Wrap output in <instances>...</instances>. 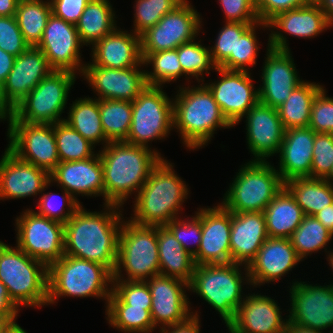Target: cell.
<instances>
[{"instance_id":"1","label":"cell","mask_w":333,"mask_h":333,"mask_svg":"<svg viewBox=\"0 0 333 333\" xmlns=\"http://www.w3.org/2000/svg\"><path fill=\"white\" fill-rule=\"evenodd\" d=\"M102 211H90L83 204L64 224V255L105 266L112 274L118 257L123 207L104 204Z\"/></svg>"},{"instance_id":"2","label":"cell","mask_w":333,"mask_h":333,"mask_svg":"<svg viewBox=\"0 0 333 333\" xmlns=\"http://www.w3.org/2000/svg\"><path fill=\"white\" fill-rule=\"evenodd\" d=\"M98 153L104 177L102 203L121 207L133 194L136 197L153 168L165 159L156 148L149 149L125 141L109 142Z\"/></svg>"},{"instance_id":"3","label":"cell","mask_w":333,"mask_h":333,"mask_svg":"<svg viewBox=\"0 0 333 333\" xmlns=\"http://www.w3.org/2000/svg\"><path fill=\"white\" fill-rule=\"evenodd\" d=\"M198 84L178 85L173 96V129L189 151L207 146L217 130L234 127L223 115L209 88L203 82Z\"/></svg>"},{"instance_id":"4","label":"cell","mask_w":333,"mask_h":333,"mask_svg":"<svg viewBox=\"0 0 333 333\" xmlns=\"http://www.w3.org/2000/svg\"><path fill=\"white\" fill-rule=\"evenodd\" d=\"M173 164L166 158L162 159L150 172L145 184L133 198V213L128 217L132 222L165 226L183 216V203L191 192L186 181L174 170Z\"/></svg>"},{"instance_id":"5","label":"cell","mask_w":333,"mask_h":333,"mask_svg":"<svg viewBox=\"0 0 333 333\" xmlns=\"http://www.w3.org/2000/svg\"><path fill=\"white\" fill-rule=\"evenodd\" d=\"M244 285L252 288L246 265L234 262L204 264L196 265L188 291L196 293L215 309L227 326L247 295L243 292Z\"/></svg>"},{"instance_id":"6","label":"cell","mask_w":333,"mask_h":333,"mask_svg":"<svg viewBox=\"0 0 333 333\" xmlns=\"http://www.w3.org/2000/svg\"><path fill=\"white\" fill-rule=\"evenodd\" d=\"M113 274L103 265L64 255L48 267V306L59 298H97L105 300L112 292Z\"/></svg>"},{"instance_id":"7","label":"cell","mask_w":333,"mask_h":333,"mask_svg":"<svg viewBox=\"0 0 333 333\" xmlns=\"http://www.w3.org/2000/svg\"><path fill=\"white\" fill-rule=\"evenodd\" d=\"M0 281L21 309L48 306V267L0 240Z\"/></svg>"},{"instance_id":"8","label":"cell","mask_w":333,"mask_h":333,"mask_svg":"<svg viewBox=\"0 0 333 333\" xmlns=\"http://www.w3.org/2000/svg\"><path fill=\"white\" fill-rule=\"evenodd\" d=\"M283 187L273 163L249 160L240 165L221 204L234 213L263 212Z\"/></svg>"},{"instance_id":"9","label":"cell","mask_w":333,"mask_h":333,"mask_svg":"<svg viewBox=\"0 0 333 333\" xmlns=\"http://www.w3.org/2000/svg\"><path fill=\"white\" fill-rule=\"evenodd\" d=\"M159 274L157 226L138 225L124 218L113 280L146 281Z\"/></svg>"},{"instance_id":"10","label":"cell","mask_w":333,"mask_h":333,"mask_svg":"<svg viewBox=\"0 0 333 333\" xmlns=\"http://www.w3.org/2000/svg\"><path fill=\"white\" fill-rule=\"evenodd\" d=\"M163 88L147 85L132 101V122L125 142L152 149L153 140L171 136L173 97L169 98Z\"/></svg>"},{"instance_id":"11","label":"cell","mask_w":333,"mask_h":333,"mask_svg":"<svg viewBox=\"0 0 333 333\" xmlns=\"http://www.w3.org/2000/svg\"><path fill=\"white\" fill-rule=\"evenodd\" d=\"M78 76L53 70L10 112L18 121L55 124L63 122L69 93Z\"/></svg>"},{"instance_id":"12","label":"cell","mask_w":333,"mask_h":333,"mask_svg":"<svg viewBox=\"0 0 333 333\" xmlns=\"http://www.w3.org/2000/svg\"><path fill=\"white\" fill-rule=\"evenodd\" d=\"M6 121L7 148L20 160L33 164L50 175L60 163L54 124L21 122L11 113L6 114Z\"/></svg>"},{"instance_id":"13","label":"cell","mask_w":333,"mask_h":333,"mask_svg":"<svg viewBox=\"0 0 333 333\" xmlns=\"http://www.w3.org/2000/svg\"><path fill=\"white\" fill-rule=\"evenodd\" d=\"M16 246L49 267L64 256V224L27 208L15 218Z\"/></svg>"},{"instance_id":"14","label":"cell","mask_w":333,"mask_h":333,"mask_svg":"<svg viewBox=\"0 0 333 333\" xmlns=\"http://www.w3.org/2000/svg\"><path fill=\"white\" fill-rule=\"evenodd\" d=\"M288 286V319L298 325L333 333V285L293 280Z\"/></svg>"},{"instance_id":"15","label":"cell","mask_w":333,"mask_h":333,"mask_svg":"<svg viewBox=\"0 0 333 333\" xmlns=\"http://www.w3.org/2000/svg\"><path fill=\"white\" fill-rule=\"evenodd\" d=\"M201 16L194 5L177 6L140 35L141 54L176 49L194 40L203 30Z\"/></svg>"},{"instance_id":"16","label":"cell","mask_w":333,"mask_h":333,"mask_svg":"<svg viewBox=\"0 0 333 333\" xmlns=\"http://www.w3.org/2000/svg\"><path fill=\"white\" fill-rule=\"evenodd\" d=\"M220 79L203 82L213 94L214 100L223 115L233 125H238L242 117L259 101V90L255 88L251 72L215 69Z\"/></svg>"},{"instance_id":"17","label":"cell","mask_w":333,"mask_h":333,"mask_svg":"<svg viewBox=\"0 0 333 333\" xmlns=\"http://www.w3.org/2000/svg\"><path fill=\"white\" fill-rule=\"evenodd\" d=\"M83 46L76 25L51 13L36 47L44 53L53 70L69 71L82 76L86 64L82 60Z\"/></svg>"},{"instance_id":"18","label":"cell","mask_w":333,"mask_h":333,"mask_svg":"<svg viewBox=\"0 0 333 333\" xmlns=\"http://www.w3.org/2000/svg\"><path fill=\"white\" fill-rule=\"evenodd\" d=\"M53 69L38 47L29 46L16 57L12 70L0 87V110L10 113Z\"/></svg>"},{"instance_id":"19","label":"cell","mask_w":333,"mask_h":333,"mask_svg":"<svg viewBox=\"0 0 333 333\" xmlns=\"http://www.w3.org/2000/svg\"><path fill=\"white\" fill-rule=\"evenodd\" d=\"M265 56L260 75L262 83L258 87L259 101L277 109L304 80L300 79L291 50L270 48L267 41Z\"/></svg>"},{"instance_id":"20","label":"cell","mask_w":333,"mask_h":333,"mask_svg":"<svg viewBox=\"0 0 333 333\" xmlns=\"http://www.w3.org/2000/svg\"><path fill=\"white\" fill-rule=\"evenodd\" d=\"M267 25L270 32L268 34L270 48L291 50L286 34L299 39L315 38L324 33V30L331 28V21L319 4L307 3L276 15Z\"/></svg>"},{"instance_id":"21","label":"cell","mask_w":333,"mask_h":333,"mask_svg":"<svg viewBox=\"0 0 333 333\" xmlns=\"http://www.w3.org/2000/svg\"><path fill=\"white\" fill-rule=\"evenodd\" d=\"M143 62L137 67L111 69L86 62L82 74L83 80L96 96L95 99H114L133 101L146 87Z\"/></svg>"},{"instance_id":"22","label":"cell","mask_w":333,"mask_h":333,"mask_svg":"<svg viewBox=\"0 0 333 333\" xmlns=\"http://www.w3.org/2000/svg\"><path fill=\"white\" fill-rule=\"evenodd\" d=\"M152 296L151 318L156 328H163L185 321L192 307L188 294L189 284L163 275L146 280Z\"/></svg>"},{"instance_id":"23","label":"cell","mask_w":333,"mask_h":333,"mask_svg":"<svg viewBox=\"0 0 333 333\" xmlns=\"http://www.w3.org/2000/svg\"><path fill=\"white\" fill-rule=\"evenodd\" d=\"M243 118L251 161H269L276 156L285 132L278 110L258 101Z\"/></svg>"},{"instance_id":"24","label":"cell","mask_w":333,"mask_h":333,"mask_svg":"<svg viewBox=\"0 0 333 333\" xmlns=\"http://www.w3.org/2000/svg\"><path fill=\"white\" fill-rule=\"evenodd\" d=\"M303 261L287 238H272L262 244L247 266L252 289L275 284ZM272 282V283H271Z\"/></svg>"},{"instance_id":"25","label":"cell","mask_w":333,"mask_h":333,"mask_svg":"<svg viewBox=\"0 0 333 333\" xmlns=\"http://www.w3.org/2000/svg\"><path fill=\"white\" fill-rule=\"evenodd\" d=\"M202 207V236L196 265L231 263V212L221 203Z\"/></svg>"},{"instance_id":"26","label":"cell","mask_w":333,"mask_h":333,"mask_svg":"<svg viewBox=\"0 0 333 333\" xmlns=\"http://www.w3.org/2000/svg\"><path fill=\"white\" fill-rule=\"evenodd\" d=\"M50 181V175L20 160L7 147L0 158V201L37 197Z\"/></svg>"},{"instance_id":"27","label":"cell","mask_w":333,"mask_h":333,"mask_svg":"<svg viewBox=\"0 0 333 333\" xmlns=\"http://www.w3.org/2000/svg\"><path fill=\"white\" fill-rule=\"evenodd\" d=\"M278 304L270 295L248 293L226 328L234 333H285L288 315L284 319Z\"/></svg>"},{"instance_id":"28","label":"cell","mask_w":333,"mask_h":333,"mask_svg":"<svg viewBox=\"0 0 333 333\" xmlns=\"http://www.w3.org/2000/svg\"><path fill=\"white\" fill-rule=\"evenodd\" d=\"M50 181L69 192L81 205L80 194L104 200L103 167L98 152L85 160L60 162L50 174Z\"/></svg>"},{"instance_id":"29","label":"cell","mask_w":333,"mask_h":333,"mask_svg":"<svg viewBox=\"0 0 333 333\" xmlns=\"http://www.w3.org/2000/svg\"><path fill=\"white\" fill-rule=\"evenodd\" d=\"M315 134L308 126L285 130L276 168L284 183L294 178H311Z\"/></svg>"},{"instance_id":"30","label":"cell","mask_w":333,"mask_h":333,"mask_svg":"<svg viewBox=\"0 0 333 333\" xmlns=\"http://www.w3.org/2000/svg\"><path fill=\"white\" fill-rule=\"evenodd\" d=\"M119 26L91 48L95 65L111 69L137 67L142 63L140 36Z\"/></svg>"},{"instance_id":"31","label":"cell","mask_w":333,"mask_h":333,"mask_svg":"<svg viewBox=\"0 0 333 333\" xmlns=\"http://www.w3.org/2000/svg\"><path fill=\"white\" fill-rule=\"evenodd\" d=\"M267 239L263 212H231V263L248 266Z\"/></svg>"},{"instance_id":"32","label":"cell","mask_w":333,"mask_h":333,"mask_svg":"<svg viewBox=\"0 0 333 333\" xmlns=\"http://www.w3.org/2000/svg\"><path fill=\"white\" fill-rule=\"evenodd\" d=\"M160 275L190 283L196 267L194 256L187 252L166 226H157Z\"/></svg>"},{"instance_id":"33","label":"cell","mask_w":333,"mask_h":333,"mask_svg":"<svg viewBox=\"0 0 333 333\" xmlns=\"http://www.w3.org/2000/svg\"><path fill=\"white\" fill-rule=\"evenodd\" d=\"M268 237L287 238L301 224L304 213L291 193L283 187L263 211Z\"/></svg>"},{"instance_id":"34","label":"cell","mask_w":333,"mask_h":333,"mask_svg":"<svg viewBox=\"0 0 333 333\" xmlns=\"http://www.w3.org/2000/svg\"><path fill=\"white\" fill-rule=\"evenodd\" d=\"M117 14L110 0H91L85 7L76 29L84 46L92 47L111 33L117 24Z\"/></svg>"},{"instance_id":"35","label":"cell","mask_w":333,"mask_h":333,"mask_svg":"<svg viewBox=\"0 0 333 333\" xmlns=\"http://www.w3.org/2000/svg\"><path fill=\"white\" fill-rule=\"evenodd\" d=\"M69 105L64 122L95 146L105 147L110 141L102 129L98 99L80 97Z\"/></svg>"},{"instance_id":"36","label":"cell","mask_w":333,"mask_h":333,"mask_svg":"<svg viewBox=\"0 0 333 333\" xmlns=\"http://www.w3.org/2000/svg\"><path fill=\"white\" fill-rule=\"evenodd\" d=\"M304 215L314 216L333 203V185L320 178H294L284 183Z\"/></svg>"},{"instance_id":"37","label":"cell","mask_w":333,"mask_h":333,"mask_svg":"<svg viewBox=\"0 0 333 333\" xmlns=\"http://www.w3.org/2000/svg\"><path fill=\"white\" fill-rule=\"evenodd\" d=\"M324 88L319 82L304 80L277 108L284 129L307 127L310 122L311 108L317 94Z\"/></svg>"},{"instance_id":"38","label":"cell","mask_w":333,"mask_h":333,"mask_svg":"<svg viewBox=\"0 0 333 333\" xmlns=\"http://www.w3.org/2000/svg\"><path fill=\"white\" fill-rule=\"evenodd\" d=\"M150 310L124 304L111 292L105 309V319L109 326L119 332L152 333L157 328L153 324Z\"/></svg>"},{"instance_id":"39","label":"cell","mask_w":333,"mask_h":333,"mask_svg":"<svg viewBox=\"0 0 333 333\" xmlns=\"http://www.w3.org/2000/svg\"><path fill=\"white\" fill-rule=\"evenodd\" d=\"M52 13L50 0H20L16 10L18 27L25 42L36 47Z\"/></svg>"},{"instance_id":"40","label":"cell","mask_w":333,"mask_h":333,"mask_svg":"<svg viewBox=\"0 0 333 333\" xmlns=\"http://www.w3.org/2000/svg\"><path fill=\"white\" fill-rule=\"evenodd\" d=\"M141 55L143 65L146 68L147 85L163 87L170 82L177 83V80L179 81L182 76H185L183 79L186 80V85H191L190 78L182 71L178 60V48ZM148 67L151 68H149L150 71L147 70Z\"/></svg>"},{"instance_id":"41","label":"cell","mask_w":333,"mask_h":333,"mask_svg":"<svg viewBox=\"0 0 333 333\" xmlns=\"http://www.w3.org/2000/svg\"><path fill=\"white\" fill-rule=\"evenodd\" d=\"M289 240L298 256L304 261L313 253L323 252V249L326 255L330 250L328 245L332 241V233L314 216L304 215L301 224L291 234Z\"/></svg>"},{"instance_id":"42","label":"cell","mask_w":333,"mask_h":333,"mask_svg":"<svg viewBox=\"0 0 333 333\" xmlns=\"http://www.w3.org/2000/svg\"><path fill=\"white\" fill-rule=\"evenodd\" d=\"M98 101L105 137L110 142L125 141L132 122V102L114 99Z\"/></svg>"},{"instance_id":"43","label":"cell","mask_w":333,"mask_h":333,"mask_svg":"<svg viewBox=\"0 0 333 333\" xmlns=\"http://www.w3.org/2000/svg\"><path fill=\"white\" fill-rule=\"evenodd\" d=\"M54 136L60 162L85 160L97 154L95 145L64 121L54 124Z\"/></svg>"},{"instance_id":"44","label":"cell","mask_w":333,"mask_h":333,"mask_svg":"<svg viewBox=\"0 0 333 333\" xmlns=\"http://www.w3.org/2000/svg\"><path fill=\"white\" fill-rule=\"evenodd\" d=\"M197 40L196 37L178 47V60L182 71L199 83L205 82L204 74L210 75L217 66L212 61L210 47L202 44V39Z\"/></svg>"},{"instance_id":"45","label":"cell","mask_w":333,"mask_h":333,"mask_svg":"<svg viewBox=\"0 0 333 333\" xmlns=\"http://www.w3.org/2000/svg\"><path fill=\"white\" fill-rule=\"evenodd\" d=\"M260 27V28H259ZM257 28L269 30L268 25L261 21L252 25L240 38L236 40L235 55H229L218 67L227 70L247 71L255 66L260 51L261 42L257 38Z\"/></svg>"},{"instance_id":"46","label":"cell","mask_w":333,"mask_h":333,"mask_svg":"<svg viewBox=\"0 0 333 333\" xmlns=\"http://www.w3.org/2000/svg\"><path fill=\"white\" fill-rule=\"evenodd\" d=\"M54 186V184L49 181L41 195L39 196L38 202L36 203V210H34L38 215L47 217L49 219L61 222L65 224L74 212L81 206V204L65 189L60 188L62 196L58 193L45 192L49 187ZM67 207V208H66Z\"/></svg>"},{"instance_id":"47","label":"cell","mask_w":333,"mask_h":333,"mask_svg":"<svg viewBox=\"0 0 333 333\" xmlns=\"http://www.w3.org/2000/svg\"><path fill=\"white\" fill-rule=\"evenodd\" d=\"M177 6L176 0H135L132 31L140 36Z\"/></svg>"},{"instance_id":"48","label":"cell","mask_w":333,"mask_h":333,"mask_svg":"<svg viewBox=\"0 0 333 333\" xmlns=\"http://www.w3.org/2000/svg\"><path fill=\"white\" fill-rule=\"evenodd\" d=\"M188 216L175 218L165 226L173 233L183 248L192 256H195L201 243L202 207L195 211L194 216Z\"/></svg>"},{"instance_id":"49","label":"cell","mask_w":333,"mask_h":333,"mask_svg":"<svg viewBox=\"0 0 333 333\" xmlns=\"http://www.w3.org/2000/svg\"><path fill=\"white\" fill-rule=\"evenodd\" d=\"M210 47L213 63L218 67L229 55H235L237 38H240L252 25L249 23L224 22Z\"/></svg>"},{"instance_id":"50","label":"cell","mask_w":333,"mask_h":333,"mask_svg":"<svg viewBox=\"0 0 333 333\" xmlns=\"http://www.w3.org/2000/svg\"><path fill=\"white\" fill-rule=\"evenodd\" d=\"M112 292L124 304L151 309L152 296L146 281L113 280Z\"/></svg>"},{"instance_id":"51","label":"cell","mask_w":333,"mask_h":333,"mask_svg":"<svg viewBox=\"0 0 333 333\" xmlns=\"http://www.w3.org/2000/svg\"><path fill=\"white\" fill-rule=\"evenodd\" d=\"M333 164V134L316 133L313 147L311 178L324 179Z\"/></svg>"},{"instance_id":"52","label":"cell","mask_w":333,"mask_h":333,"mask_svg":"<svg viewBox=\"0 0 333 333\" xmlns=\"http://www.w3.org/2000/svg\"><path fill=\"white\" fill-rule=\"evenodd\" d=\"M326 93L324 87L315 97L308 127L315 133L333 134V97Z\"/></svg>"},{"instance_id":"53","label":"cell","mask_w":333,"mask_h":333,"mask_svg":"<svg viewBox=\"0 0 333 333\" xmlns=\"http://www.w3.org/2000/svg\"><path fill=\"white\" fill-rule=\"evenodd\" d=\"M29 45L25 42L23 34L15 16H0V49L18 57Z\"/></svg>"},{"instance_id":"54","label":"cell","mask_w":333,"mask_h":333,"mask_svg":"<svg viewBox=\"0 0 333 333\" xmlns=\"http://www.w3.org/2000/svg\"><path fill=\"white\" fill-rule=\"evenodd\" d=\"M224 15L223 22L256 24L259 22L255 0H217Z\"/></svg>"},{"instance_id":"55","label":"cell","mask_w":333,"mask_h":333,"mask_svg":"<svg viewBox=\"0 0 333 333\" xmlns=\"http://www.w3.org/2000/svg\"><path fill=\"white\" fill-rule=\"evenodd\" d=\"M305 4V0H255V9L259 21L267 24L276 15Z\"/></svg>"},{"instance_id":"56","label":"cell","mask_w":333,"mask_h":333,"mask_svg":"<svg viewBox=\"0 0 333 333\" xmlns=\"http://www.w3.org/2000/svg\"><path fill=\"white\" fill-rule=\"evenodd\" d=\"M91 0H50L52 13L64 21L76 25Z\"/></svg>"},{"instance_id":"57","label":"cell","mask_w":333,"mask_h":333,"mask_svg":"<svg viewBox=\"0 0 333 333\" xmlns=\"http://www.w3.org/2000/svg\"><path fill=\"white\" fill-rule=\"evenodd\" d=\"M192 314L183 322L159 329L160 333H200L201 320L197 310H191Z\"/></svg>"},{"instance_id":"58","label":"cell","mask_w":333,"mask_h":333,"mask_svg":"<svg viewBox=\"0 0 333 333\" xmlns=\"http://www.w3.org/2000/svg\"><path fill=\"white\" fill-rule=\"evenodd\" d=\"M0 313L9 315L15 322L20 308L12 301L6 286L0 281Z\"/></svg>"},{"instance_id":"59","label":"cell","mask_w":333,"mask_h":333,"mask_svg":"<svg viewBox=\"0 0 333 333\" xmlns=\"http://www.w3.org/2000/svg\"><path fill=\"white\" fill-rule=\"evenodd\" d=\"M16 57L0 49V87L13 68Z\"/></svg>"},{"instance_id":"60","label":"cell","mask_w":333,"mask_h":333,"mask_svg":"<svg viewBox=\"0 0 333 333\" xmlns=\"http://www.w3.org/2000/svg\"><path fill=\"white\" fill-rule=\"evenodd\" d=\"M314 217L331 233L333 232V203L317 212Z\"/></svg>"},{"instance_id":"61","label":"cell","mask_w":333,"mask_h":333,"mask_svg":"<svg viewBox=\"0 0 333 333\" xmlns=\"http://www.w3.org/2000/svg\"><path fill=\"white\" fill-rule=\"evenodd\" d=\"M20 0H0V16H15Z\"/></svg>"},{"instance_id":"62","label":"cell","mask_w":333,"mask_h":333,"mask_svg":"<svg viewBox=\"0 0 333 333\" xmlns=\"http://www.w3.org/2000/svg\"><path fill=\"white\" fill-rule=\"evenodd\" d=\"M285 333H326V332L298 325L288 319L285 327Z\"/></svg>"},{"instance_id":"63","label":"cell","mask_w":333,"mask_h":333,"mask_svg":"<svg viewBox=\"0 0 333 333\" xmlns=\"http://www.w3.org/2000/svg\"><path fill=\"white\" fill-rule=\"evenodd\" d=\"M14 322L9 315L0 313V333H6Z\"/></svg>"},{"instance_id":"64","label":"cell","mask_w":333,"mask_h":333,"mask_svg":"<svg viewBox=\"0 0 333 333\" xmlns=\"http://www.w3.org/2000/svg\"><path fill=\"white\" fill-rule=\"evenodd\" d=\"M320 8L326 14L330 21L333 20V0H321L319 3Z\"/></svg>"},{"instance_id":"65","label":"cell","mask_w":333,"mask_h":333,"mask_svg":"<svg viewBox=\"0 0 333 333\" xmlns=\"http://www.w3.org/2000/svg\"><path fill=\"white\" fill-rule=\"evenodd\" d=\"M6 333H28L24 330L17 322H14L13 325L6 331Z\"/></svg>"},{"instance_id":"66","label":"cell","mask_w":333,"mask_h":333,"mask_svg":"<svg viewBox=\"0 0 333 333\" xmlns=\"http://www.w3.org/2000/svg\"><path fill=\"white\" fill-rule=\"evenodd\" d=\"M331 250H332V251H331ZM326 257H327V258H325V259H326V261L328 262V265L331 267V270H332V272H333V248L330 249V250L328 251ZM330 284L333 285V282H331Z\"/></svg>"},{"instance_id":"67","label":"cell","mask_w":333,"mask_h":333,"mask_svg":"<svg viewBox=\"0 0 333 333\" xmlns=\"http://www.w3.org/2000/svg\"><path fill=\"white\" fill-rule=\"evenodd\" d=\"M324 179L333 185V164L330 173Z\"/></svg>"},{"instance_id":"68","label":"cell","mask_w":333,"mask_h":333,"mask_svg":"<svg viewBox=\"0 0 333 333\" xmlns=\"http://www.w3.org/2000/svg\"><path fill=\"white\" fill-rule=\"evenodd\" d=\"M179 5H192L191 1L188 0H176Z\"/></svg>"},{"instance_id":"69","label":"cell","mask_w":333,"mask_h":333,"mask_svg":"<svg viewBox=\"0 0 333 333\" xmlns=\"http://www.w3.org/2000/svg\"><path fill=\"white\" fill-rule=\"evenodd\" d=\"M6 121V115L0 110V122Z\"/></svg>"},{"instance_id":"70","label":"cell","mask_w":333,"mask_h":333,"mask_svg":"<svg viewBox=\"0 0 333 333\" xmlns=\"http://www.w3.org/2000/svg\"><path fill=\"white\" fill-rule=\"evenodd\" d=\"M306 3H311V4H319L321 0H305Z\"/></svg>"},{"instance_id":"71","label":"cell","mask_w":333,"mask_h":333,"mask_svg":"<svg viewBox=\"0 0 333 333\" xmlns=\"http://www.w3.org/2000/svg\"><path fill=\"white\" fill-rule=\"evenodd\" d=\"M227 329H228V332H229V333H234V332H233V331H231L229 328H227Z\"/></svg>"}]
</instances>
